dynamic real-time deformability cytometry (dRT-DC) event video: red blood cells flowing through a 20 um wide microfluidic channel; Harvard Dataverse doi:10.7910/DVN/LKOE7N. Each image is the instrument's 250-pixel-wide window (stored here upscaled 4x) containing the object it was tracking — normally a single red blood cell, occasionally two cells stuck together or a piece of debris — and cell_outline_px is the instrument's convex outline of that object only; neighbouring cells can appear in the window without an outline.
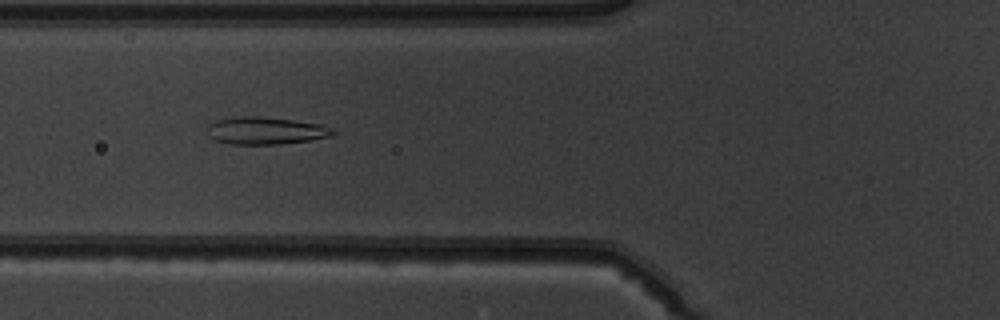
{"species": "common noctule bat (a hibernating species)", "species_latin": "Nyctalus noctula", "temperature_condition": "warm", "stored_images_in_passage": 39, "camera_frame_rate_fps": 3000, "um_per_image_px": 0.085, "animal": {"sex": "male", "body_mass_g": 19.5, "forearm_length_mm": 54.6}, "frame": {"image": 1, "passage_image": 8, "time_ms": 2.333, "image_size_px": [1000, 320], "cell_outline_px": [[336, 132], [332, 136], [312, 140], [280, 144], [228, 144], [216, 140], [208, 136], [208, 124], [216, 120], [240, 116], [260, 116], [324, 124], [332, 128]], "centroid_in_image_um": [22.6, 11.11], "position_along_channel_um": 103.2, "area_um2": 20.23}}
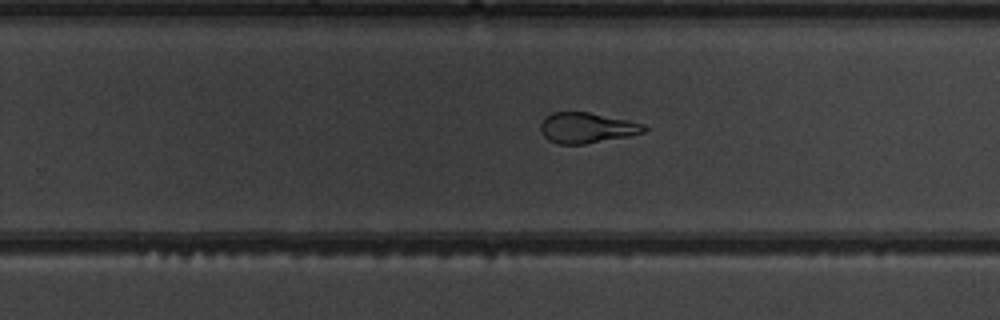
{"frame": {"image": 2, "passage_image": 21, "time_ms": 6.667, "image_size_px": [1000, 320], "cell_outline_px": [[648, 128], [644, 132], [628, 136], [584, 144], [556, 144], [548, 140], [540, 132], [540, 124], [544, 116], [552, 112], [588, 112], [644, 124]], "centroid_in_image_um": [49.81, 10.87], "position_along_channel_um": 280.0, "area_um2": 18.38}}
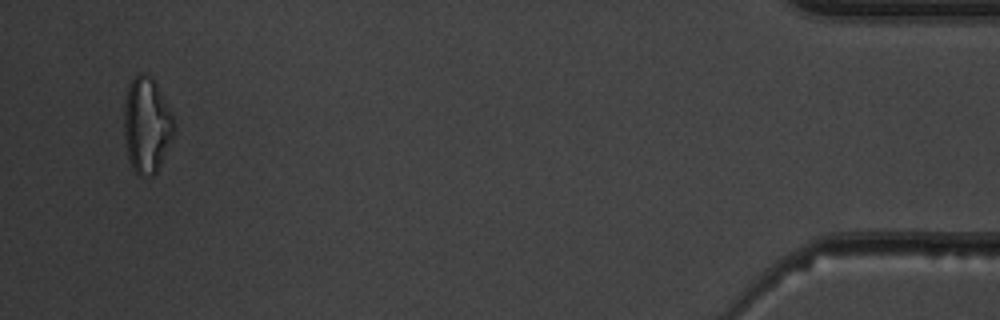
{"frame": {"image": 3, "passage_image": 37, "time_ms": 12.0, "image_size_px": [1000, 320], "cell_outline_px": [[176, 128], [156, 172], [152, 176], [136, 176], [128, 160], [124, 136], [124, 104], [128, 88], [132, 80], [140, 72], [148, 76], [156, 84], [176, 124]], "centroid_in_image_um": [12.44, 10.69], "position_along_channel_um": 422.8, "area_um2": 27.51}, "authors_computed_cell_mechanics": {"area_um2": 20.23, "velocity_mm_per_s": 4.0811, "shape_relaxation_time_tau1_ms": null, "shape_relaxation_time_tau2_ms": 1.6468, "deformation_change_tau1": null, "deformation_change_tau2": 0.0636}}